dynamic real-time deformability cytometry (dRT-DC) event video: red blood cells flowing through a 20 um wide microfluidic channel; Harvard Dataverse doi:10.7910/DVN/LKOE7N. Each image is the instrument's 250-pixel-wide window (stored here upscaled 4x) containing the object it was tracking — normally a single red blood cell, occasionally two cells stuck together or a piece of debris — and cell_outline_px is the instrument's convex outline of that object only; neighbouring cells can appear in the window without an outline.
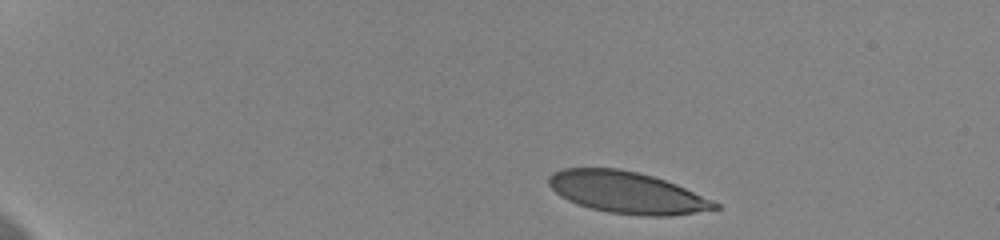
{"species": "human", "species_latin": "Homo sapiens", "temperature_condition": "cold", "stored_images_in_passage": 47, "camera_frame_rate_fps": 3000, "um_per_image_px": 0.085, "donor": {"sex": "female"}, "frame": {"image": 1, "passage_image": 1, "time_ms": 0.0, "image_size_px": [1000, 240], "cell_outline_px": [[720, 208], [696, 212], [668, 216], [644, 216], [608, 212], [576, 204], [560, 196], [548, 184], [548, 176], [552, 172], [564, 168], [620, 168], [640, 172], [676, 184], [712, 200], [720, 204]], "centroid_in_image_um": [53.26, 16.35], "position_along_channel_um": 31.7, "area_um2": 40.29}}
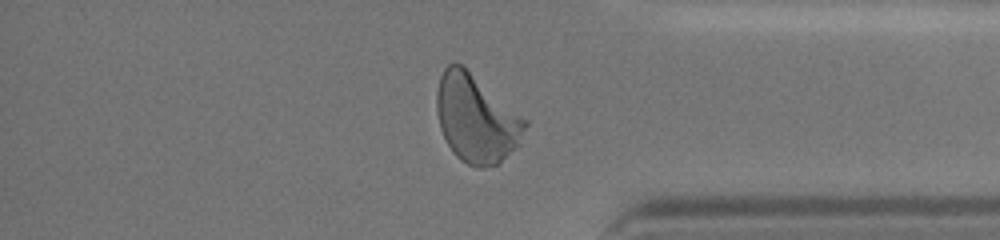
{"frame": {"image": 2, "passage_image": 40, "time_ms": 13.0, "image_size_px": [1000, 240], "cell_outline_px": [[528, 124], [520, 144], [516, 148], [496, 164], [484, 168], [476, 168], [460, 160], [452, 152], [440, 128], [436, 112], [436, 92], [440, 76], [444, 68], [448, 64], [456, 60], [528, 120]], "centroid_in_image_um": [40.47, 10.08], "position_along_channel_um": 394.7, "area_um2": 45.37}}
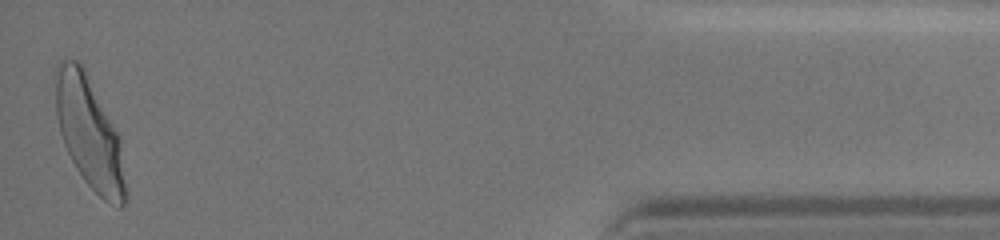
{"frame": {"image": 3, "passage_image": 47, "time_ms": 15.333, "image_size_px": [1000, 240], "cell_outline_px": [[128, 200], [120, 208], [104, 200], [84, 180], [76, 168], [64, 144], [60, 132], [56, 116], [52, 76], [52, 72], [56, 64], [60, 60], [76, 60], [84, 68], [120, 136], [128, 188]], "centroid_in_image_um": [7.59, 11.28], "position_along_channel_um": 427.6, "area_um2": 46.47}, "authors_computed_cell_mechanics": {"area_um2": 42.772, "velocity_mm_per_s": 3.6257, "shape_relaxation_time_tau1_ms": 3.1836, "shape_relaxation_time_tau2_ms": null, "deformation_change_tau1": 0.1638, "deformation_change_tau2": null}}